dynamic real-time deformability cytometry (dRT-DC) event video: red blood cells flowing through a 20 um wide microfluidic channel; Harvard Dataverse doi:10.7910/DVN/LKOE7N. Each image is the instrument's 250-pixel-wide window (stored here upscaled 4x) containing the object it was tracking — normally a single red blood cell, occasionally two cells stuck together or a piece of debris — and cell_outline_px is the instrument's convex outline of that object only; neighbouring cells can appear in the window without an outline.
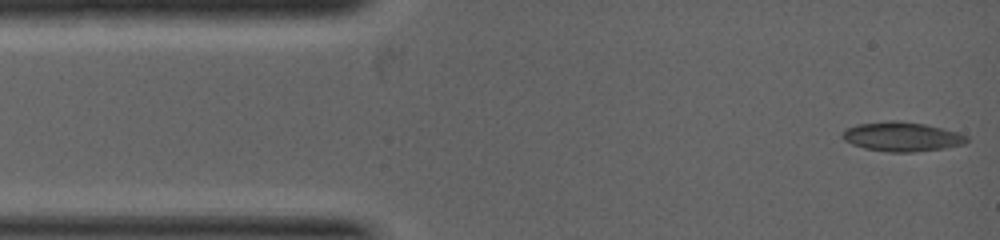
{"species": "common noctule bat (a hibernating species)", "species_latin": "Nyctalus noctula", "temperature_condition": "warm", "stored_images_in_passage": 29, "camera_frame_rate_fps": 5000, "um_per_image_px": 0.085, "animal": {"sex": "female", "body_mass_g": 19.0, "forearm_length_mm": 53.3}, "frame": {"image": 1, "passage_image": 1, "time_ms": 0.0, "image_size_px": [1000, 240], "cell_outline_px": [[968, 140], [964, 144], [944, 148], [912, 152], [888, 152], [864, 148], [852, 144], [844, 140], [840, 136], [848, 128], [860, 124], [892, 120], [896, 120], [924, 124], [956, 132], [968, 136]], "centroid_in_image_um": [76.65, 11.62], "position_along_channel_um": 8.3, "area_um2": 20.98}}
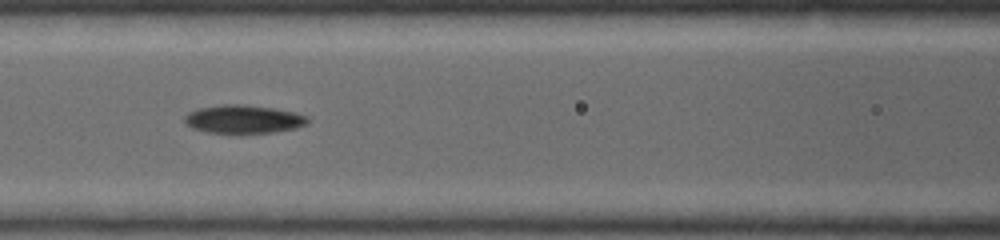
{"frame": {"image": 2, "passage_image": 15, "time_ms": 2.8, "image_size_px": [1000, 240], "cell_outline_px": [[308, 124], [296, 128], [276, 132], [240, 136], [208, 132], [192, 128], [184, 120], [184, 116], [188, 112], [196, 108], [220, 104], [244, 104], [272, 108], [296, 112], [308, 116]], "centroid_in_image_um": [20.69, 10.16], "position_along_channel_um": 145.9, "area_um2": 21.27}}
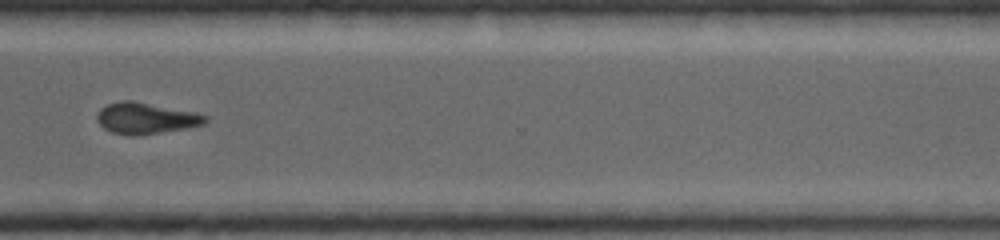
{"frame": {"image": 3, "passage_image": 28, "time_ms": 5.6, "image_size_px": [1000, 240], "cell_outline_px": [[208, 120], [204, 124], [188, 128], [136, 136], [112, 132], [104, 128], [96, 120], [96, 116], [100, 108], [108, 104], [120, 100], [132, 100], [196, 112], [208, 116]], "centroid_in_image_um": [12.41, 10.04], "position_along_channel_um": 358.2, "area_um2": 19.83}}